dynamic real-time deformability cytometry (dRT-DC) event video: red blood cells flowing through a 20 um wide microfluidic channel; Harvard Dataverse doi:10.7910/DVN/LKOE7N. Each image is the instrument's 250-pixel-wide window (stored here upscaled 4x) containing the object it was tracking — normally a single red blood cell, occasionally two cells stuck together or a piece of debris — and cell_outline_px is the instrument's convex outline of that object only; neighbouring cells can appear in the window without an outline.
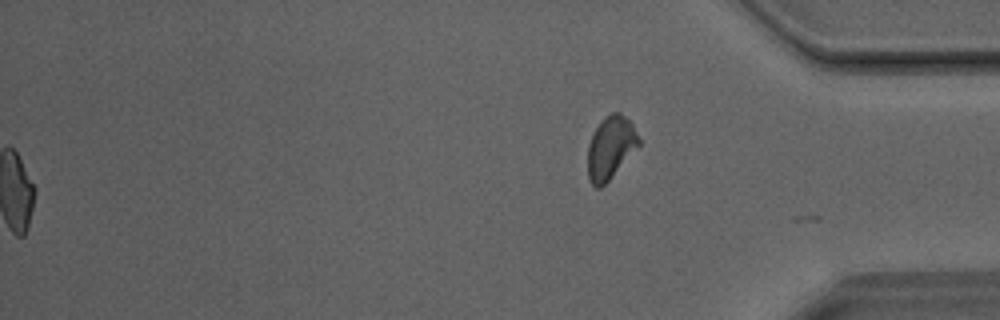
{"species": "Egyptian fruit bat (a non-hibernating species)", "species_latin": "Rousettus aegyptiacus", "temperature_condition": "room temperature", "stored_images_in_passage": 37, "segment_of_instrument_passage": [2, 2], "camera_frame_rate_fps": 3000, "um_per_image_px": 0.085, "animal": {"sex": "male"}, "frame": {"image": 1, "passage_image": 37, "time_ms": 12.0, "image_size_px": [1000, 320], "cell_outline_px": [[640, 144], [608, 180], [600, 188], [596, 188], [588, 180], [588, 144], [592, 132], [600, 120], [604, 116], [612, 112], [620, 112], [632, 124], [640, 140]], "centroid_in_image_um": [51.86, 12.52], "position_along_channel_um": 383.3, "area_um2": 18.55}}